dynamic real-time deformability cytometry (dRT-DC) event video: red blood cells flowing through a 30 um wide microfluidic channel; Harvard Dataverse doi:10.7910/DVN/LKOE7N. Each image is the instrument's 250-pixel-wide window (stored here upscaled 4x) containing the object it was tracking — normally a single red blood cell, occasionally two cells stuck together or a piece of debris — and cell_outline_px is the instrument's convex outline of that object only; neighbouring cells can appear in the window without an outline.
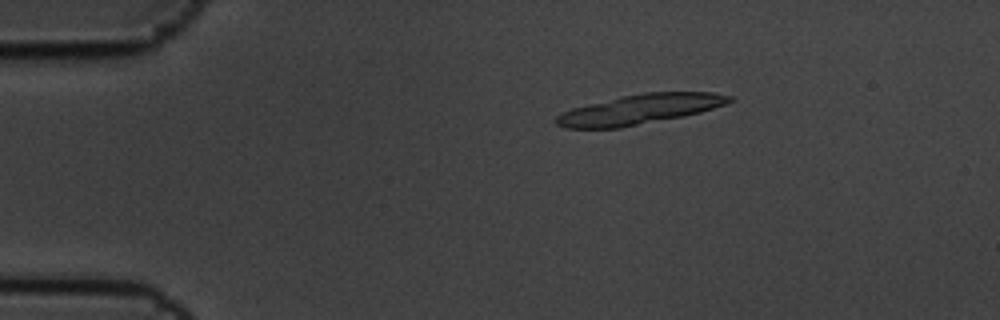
{"species": "common noctule bat (a hibernating species)", "species_latin": "Nyctalus noctula", "temperature_condition": "cold", "stored_images_in_passage": 3, "camera_frame_rate_fps": 3000, "um_per_image_px": 0.085, "animal": {"sex": "male", "body_mass_g": 19.5, "forearm_length_mm": 54.6}, "frame": {"image": 1, "passage_image": 2, "time_ms": 0.333, "image_size_px": [1000, 320], "cell_outline_px": [[736, 100], [700, 112], [684, 116], [620, 128], [564, 128], [556, 124], [556, 116], [572, 108], [620, 96], [644, 92], [712, 92], [732, 96]], "centroid_in_image_um": [54.39, 9.29], "position_along_channel_um": 30.6, "area_um2": 30.0}}